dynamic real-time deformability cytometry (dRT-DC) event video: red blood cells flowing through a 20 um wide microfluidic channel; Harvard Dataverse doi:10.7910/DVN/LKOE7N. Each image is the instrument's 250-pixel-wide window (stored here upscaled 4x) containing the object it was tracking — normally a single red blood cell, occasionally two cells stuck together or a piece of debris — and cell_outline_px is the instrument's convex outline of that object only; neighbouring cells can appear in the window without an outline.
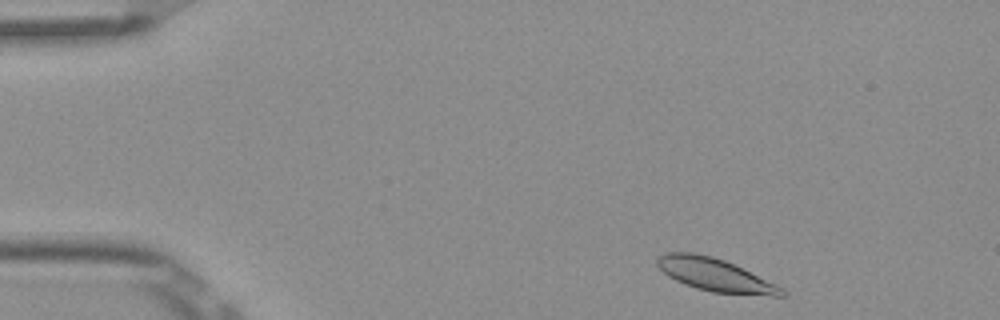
{"species": "Egyptian fruit bat (a non-hibernating species)", "species_latin": "Rousettus aegyptiacus", "temperature_condition": "room temperature", "stored_images_in_passage": 48, "camera_frame_rate_fps": 3000, "um_per_image_px": 0.085, "frame": {"image": 1, "passage_image": 2, "time_ms": 0.333, "image_size_px": [1000, 320], "cell_outline_px": [[788, 296], [772, 296], [712, 292], [696, 288], [684, 284], [668, 276], [656, 264], [656, 256], [664, 252], [692, 252], [712, 256], [724, 260], [776, 284], [784, 288], [788, 292]], "centroid_in_image_um": [60.78, 23.37], "position_along_channel_um": 24.2, "area_um2": 23.93}}
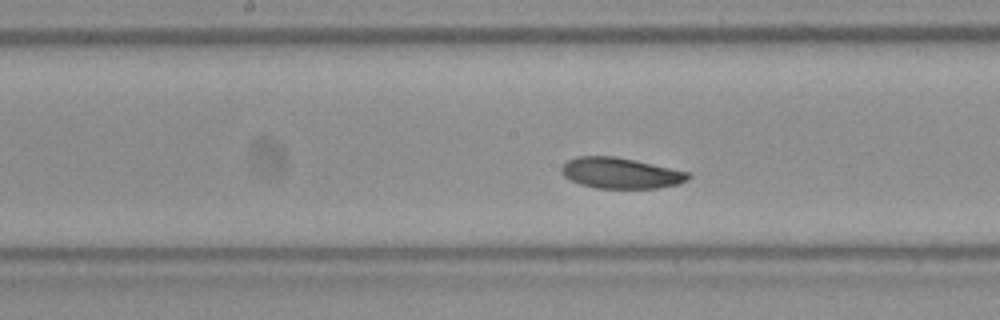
{"frame": {"image": 2, "passage_image": 22, "time_ms": 7.0, "image_size_px": [1000, 320], "cell_outline_px": [[692, 176], [688, 180], [680, 184], [656, 188], [596, 188], [580, 184], [564, 176], [560, 172], [560, 168], [568, 160], [576, 156], [616, 156], [692, 172]], "centroid_in_image_um": [52.8, 14.71], "position_along_channel_um": 195.4, "area_um2": 23.0}}
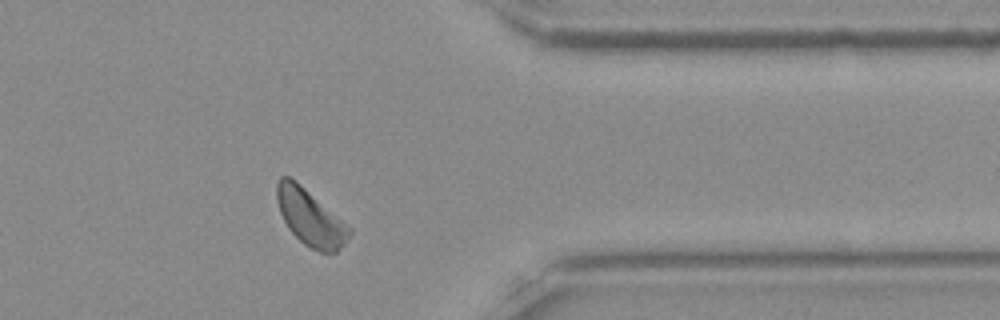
{"frame": {"image": 3, "passage_image": 38, "time_ms": 12.333, "image_size_px": [1000, 320], "cell_outline_px": [[352, 232], [344, 244], [336, 252], [320, 252], [304, 244], [288, 228], [280, 212], [276, 200], [276, 184], [280, 176], [288, 176], [296, 180], [352, 228]], "centroid_in_image_um": [26.37, 18.47], "position_along_channel_um": 385.0, "area_um2": 23.64}, "authors_computed_cell_mechanics": {"area_um2": 23.4668, "velocity_mm_per_s": 3.7947, "shape_relaxation_time_tau1_ms": 3.1217, "shape_relaxation_time_tau2_ms": null, "deformation_change_tau1": 0.0898, "deformation_change_tau2": null}}